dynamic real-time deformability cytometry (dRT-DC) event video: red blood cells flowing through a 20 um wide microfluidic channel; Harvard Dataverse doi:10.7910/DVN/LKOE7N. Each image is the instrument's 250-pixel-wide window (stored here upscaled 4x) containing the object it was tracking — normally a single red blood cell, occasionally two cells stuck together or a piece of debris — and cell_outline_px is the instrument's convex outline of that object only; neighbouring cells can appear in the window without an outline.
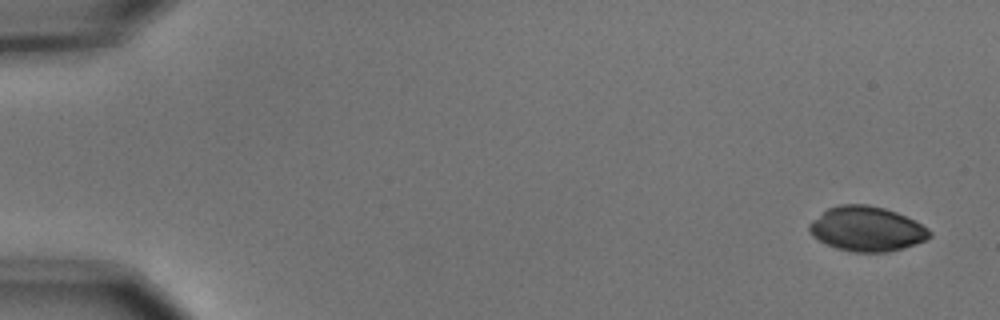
{"species": "common noctule bat (a hibernating species)", "species_latin": "Nyctalus noctula", "temperature_condition": "cold", "stored_images_in_passage": 5, "camera_frame_rate_fps": 3000, "um_per_image_px": 0.085, "animal": {"sex": "male", "body_mass_g": 15.6}, "frame": {"image": 1, "passage_image": 1, "time_ms": 0.0, "image_size_px": [1000, 320], "cell_outline_px": [[932, 236], [916, 244], [904, 248], [888, 252], [852, 252], [836, 248], [812, 236], [808, 228], [808, 224], [812, 220], [828, 208], [840, 204], [868, 204], [884, 208], [896, 212], [928, 228], [932, 232]], "centroid_in_image_um": [73.67, 19.46], "position_along_channel_um": 11.3, "area_um2": 31.27}}